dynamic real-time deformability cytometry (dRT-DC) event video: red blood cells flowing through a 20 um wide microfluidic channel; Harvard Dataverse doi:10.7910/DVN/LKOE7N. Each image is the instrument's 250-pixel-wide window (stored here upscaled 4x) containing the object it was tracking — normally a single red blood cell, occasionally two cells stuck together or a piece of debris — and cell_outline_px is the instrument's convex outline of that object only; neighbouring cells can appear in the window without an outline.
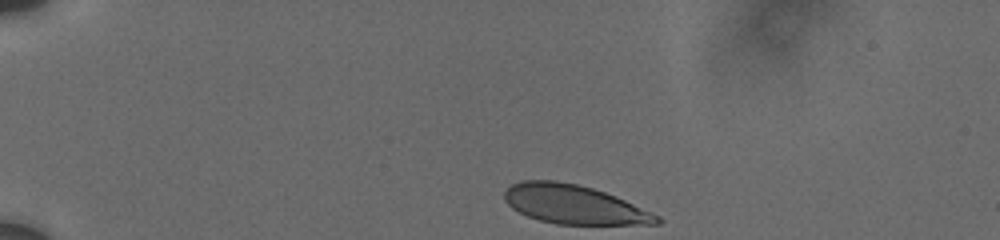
{"species": "human", "species_latin": "Homo sapiens", "temperature_condition": "cold", "stored_images_in_passage": 13, "camera_frame_rate_fps": 3000, "um_per_image_px": 0.085, "donor": {"sex": "male"}, "frame": {"image": 1, "passage_image": 1, "time_ms": 0.0, "image_size_px": [1000, 240], "cell_outline_px": [[664, 220], [660, 224], [556, 224], [540, 220], [528, 216], [512, 208], [504, 200], [504, 192], [512, 184], [520, 180], [556, 180], [576, 184], [592, 188], [616, 196], [660, 216]], "centroid_in_image_um": [48.79, 17.38], "position_along_channel_um": 36.2, "area_um2": 34.51}}